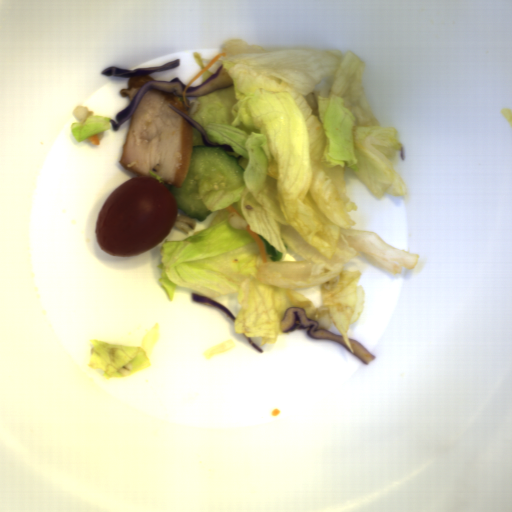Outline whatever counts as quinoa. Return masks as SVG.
Returning <instances> with one entry per match:
<instances>
[{
    "label": "quinoa",
    "mask_w": 512,
    "mask_h": 512,
    "mask_svg": "<svg viewBox=\"0 0 512 512\" xmlns=\"http://www.w3.org/2000/svg\"><path fill=\"white\" fill-rule=\"evenodd\" d=\"M176 230L186 234H190L192 230L197 226L196 219H192L184 214H178L173 224Z\"/></svg>",
    "instance_id": "obj_1"
},
{
    "label": "quinoa",
    "mask_w": 512,
    "mask_h": 512,
    "mask_svg": "<svg viewBox=\"0 0 512 512\" xmlns=\"http://www.w3.org/2000/svg\"><path fill=\"white\" fill-rule=\"evenodd\" d=\"M76 121L84 122L89 116H93V111H89L85 106H78L72 112Z\"/></svg>",
    "instance_id": "obj_2"
}]
</instances>
